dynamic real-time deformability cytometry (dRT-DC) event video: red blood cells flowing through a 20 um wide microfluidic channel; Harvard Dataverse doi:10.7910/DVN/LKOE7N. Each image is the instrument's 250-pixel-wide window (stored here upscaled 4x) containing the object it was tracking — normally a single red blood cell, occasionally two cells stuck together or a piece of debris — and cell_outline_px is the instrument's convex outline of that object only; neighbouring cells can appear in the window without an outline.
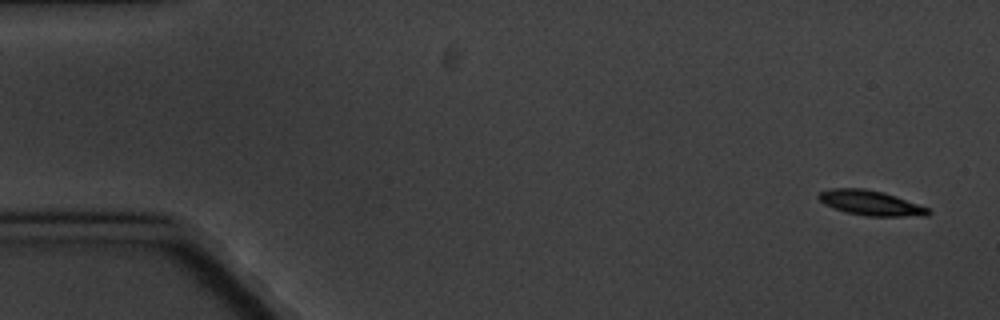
{"species": "common noctule bat (a hibernating species)", "species_latin": "Nyctalus noctula", "temperature_condition": "cold", "stored_images_in_passage": 5, "segment_of_instrument_passage": [2, 2], "camera_frame_rate_fps": 3000, "um_per_image_px": 0.085, "animal": {"sex": "male", "body_mass_g": 20.1, "forearm_length_mm": 53.5}, "frame": {"image": 1, "passage_image": 5, "time_ms": 5.667, "image_size_px": [1000, 320], "cell_outline_px": [[932, 212], [928, 216], [868, 216], [844, 212], [832, 208], [824, 204], [816, 196], [820, 192], [832, 188], [864, 188], [884, 192], [896, 196], [928, 208]], "centroid_in_image_um": [73.99, 17.25], "position_along_channel_um": 11.0, "area_um2": 16.01}}